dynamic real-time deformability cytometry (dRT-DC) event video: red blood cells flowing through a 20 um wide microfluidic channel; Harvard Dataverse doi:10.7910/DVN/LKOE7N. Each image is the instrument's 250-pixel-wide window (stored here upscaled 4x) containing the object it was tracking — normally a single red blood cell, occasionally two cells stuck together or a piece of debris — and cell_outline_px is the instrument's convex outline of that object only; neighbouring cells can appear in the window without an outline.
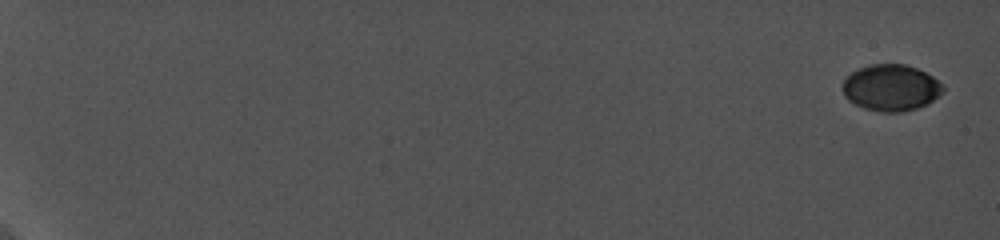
{"species": "common noctule bat (a hibernating species)", "species_latin": "Nyctalus noctula", "temperature_condition": "cold", "stored_images_in_passage": 13, "camera_frame_rate_fps": 5000, "um_per_image_px": 0.085, "animal": {"sex": "female", "body_mass_g": 19.0, "forearm_length_mm": 56.7}, "frame": {"image": 1, "passage_image": 1, "time_ms": 0.0, "image_size_px": [1000, 240], "cell_outline_px": [[944, 92], [928, 104], [916, 108], [900, 112], [880, 112], [864, 108], [848, 100], [844, 96], [844, 80], [852, 72], [860, 68], [872, 64], [904, 64], [916, 68], [932, 76], [944, 88]], "centroid_in_image_um": [75.74, 7.47], "position_along_channel_um": 9.3, "area_um2": 26.88}}
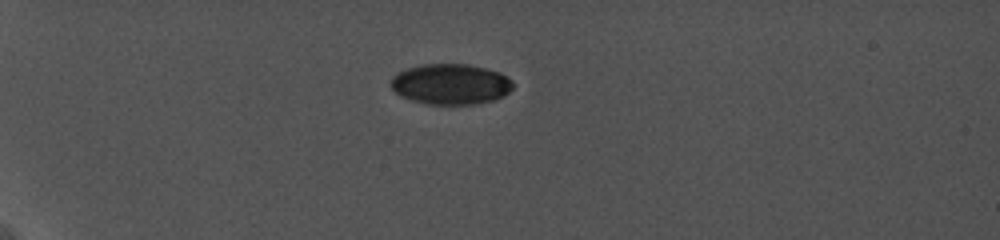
{"frame": {"image": 2, "passage_image": 9, "time_ms": 6.0, "image_size_px": [1000, 240], "cell_outline_px": [[516, 84], [504, 96], [492, 100], [476, 104], [428, 104], [412, 100], [400, 96], [388, 84], [392, 76], [396, 72], [420, 64], [468, 64], [500, 72], [512, 80]], "centroid_in_image_um": [38.29, 7.14], "position_along_channel_um": 46.7, "area_um2": 29.13}}